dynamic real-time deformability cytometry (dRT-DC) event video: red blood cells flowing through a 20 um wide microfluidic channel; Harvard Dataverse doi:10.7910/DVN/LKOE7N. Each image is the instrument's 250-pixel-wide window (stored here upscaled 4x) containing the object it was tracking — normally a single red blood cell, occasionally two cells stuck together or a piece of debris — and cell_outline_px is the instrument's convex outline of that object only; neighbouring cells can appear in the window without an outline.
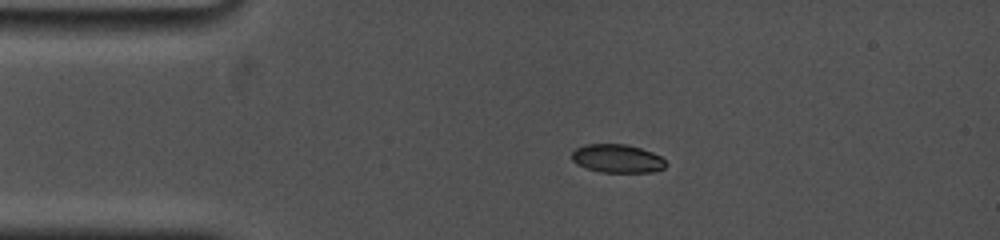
{"species": "common noctule bat (a hibernating species)", "species_latin": "Nyctalus noctula", "temperature_condition": "cold", "stored_images_in_passage": 56, "camera_frame_rate_fps": 5000, "um_per_image_px": 0.085, "animal": {"sex": "female", "body_mass_g": 19.0, "forearm_length_mm": 53.3}, "frame": {"image": 1, "passage_image": 9, "time_ms": 3.2, "image_size_px": [1000, 240], "cell_outline_px": [[668, 164], [664, 168], [652, 172], [600, 172], [576, 164], [572, 160], [572, 152], [576, 148], [584, 144], [628, 144], [652, 152], [660, 156]], "centroid_in_image_um": [52.47, 13.47], "position_along_channel_um": 32.5, "area_um2": 15.61}}
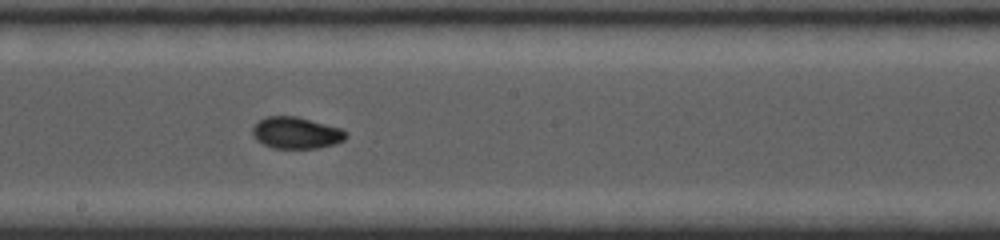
{"frame": {"image": 2, "passage_image": 36, "time_ms": 9.2, "image_size_px": [1000, 240], "cell_outline_px": [[348, 136], [344, 140], [336, 144], [316, 148], [272, 148], [256, 140], [252, 136], [252, 128], [260, 120], [268, 116], [296, 116], [340, 128], [348, 132]], "centroid_in_image_um": [25.19, 11.3], "position_along_channel_um": 223.0, "area_um2": 17.22}}
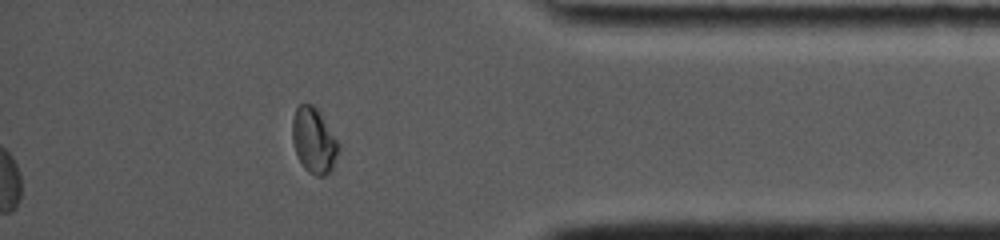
{"frame": {"image": 3, "passage_image": 56, "time_ms": 14.4, "image_size_px": [1000, 240], "cell_outline_px": [[340, 148], [332, 168], [324, 176], [316, 176], [308, 172], [304, 168], [296, 152], [292, 140], [292, 120], [296, 108], [300, 104], [312, 104], [320, 112], [340, 144]], "centroid_in_image_um": [26.68, 11.94], "position_along_channel_um": 408.5, "area_um2": 17.57}, "authors_computed_cell_mechanics": {"area_um2": 16.9354, "velocity_mm_per_s": 3.8188, "shape_relaxation_time_tau1_ms": 10.7284, "shape_relaxation_time_tau2_ms": null, "deformation_change_tau1": 0.2511, "deformation_change_tau2": null}}